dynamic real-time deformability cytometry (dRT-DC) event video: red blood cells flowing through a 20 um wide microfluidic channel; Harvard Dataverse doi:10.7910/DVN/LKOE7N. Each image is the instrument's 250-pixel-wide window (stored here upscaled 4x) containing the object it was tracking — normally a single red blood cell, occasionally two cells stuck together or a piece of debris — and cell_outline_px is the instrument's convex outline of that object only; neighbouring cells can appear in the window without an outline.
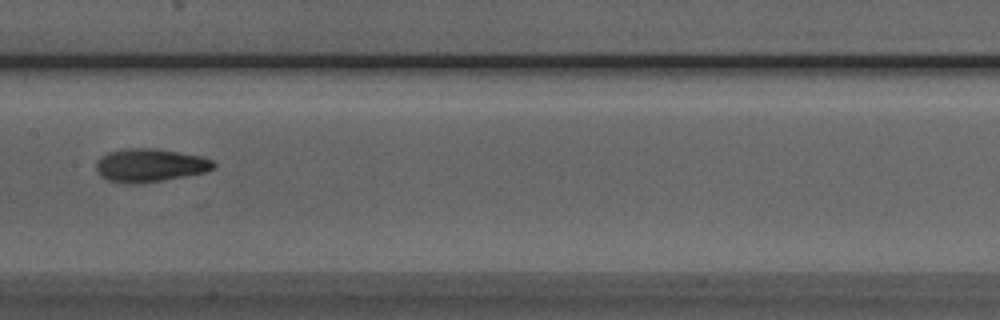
{"species": "Egyptian fruit bat (a non-hibernating species)", "species_latin": "Rousettus aegyptiacus", "temperature_condition": "room temperature", "stored_images_in_passage": 4, "camera_frame_rate_fps": 3000, "um_per_image_px": 0.085, "animal": {"sex": "male"}, "frame": {"image": 1, "passage_image": 4, "time_ms": 3.333, "image_size_px": [1000, 320], "cell_outline_px": [[216, 164], [212, 168], [204, 172], [164, 180], [140, 184], [124, 184], [108, 180], [100, 176], [96, 168], [96, 160], [108, 152], [128, 148], [156, 148], [200, 156], [212, 160]], "centroid_in_image_um": [12.7, 14.06], "position_along_channel_um": 194.7, "area_um2": 22.77}}